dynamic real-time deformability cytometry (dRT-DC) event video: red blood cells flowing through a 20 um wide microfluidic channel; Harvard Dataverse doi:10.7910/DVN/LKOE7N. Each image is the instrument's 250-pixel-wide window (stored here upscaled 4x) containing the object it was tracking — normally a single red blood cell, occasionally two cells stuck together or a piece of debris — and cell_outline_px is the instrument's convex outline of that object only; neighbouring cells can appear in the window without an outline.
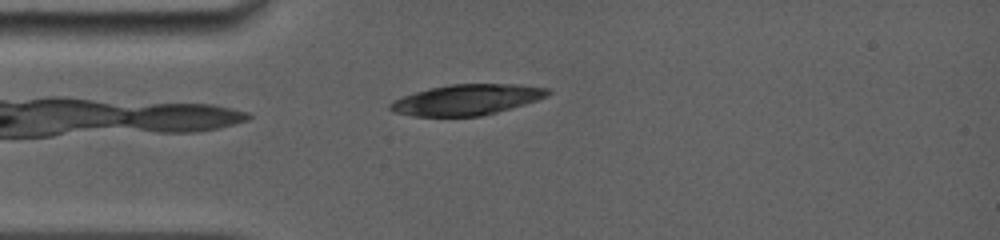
{"species": "common noctule bat (a hibernating species)", "species_latin": "Nyctalus noctula", "temperature_condition": "room temperature", "stored_images_in_passage": 3, "camera_frame_rate_fps": 5000, "um_per_image_px": 0.085, "animal": {"sex": "female", "body_mass_g": 19.0, "forearm_length_mm": 56.7}, "frame": {"image": 1, "passage_image": 2, "time_ms": 0.4, "image_size_px": [1000, 240], "cell_outline_px": [[552, 92], [536, 100], [524, 104], [496, 112], [480, 116], [412, 116], [392, 112], [388, 108], [388, 104], [392, 100], [428, 88], [448, 84], [516, 84], [548, 88]], "centroid_in_image_um": [39.61, 8.47], "position_along_channel_um": 45.4, "area_um2": 28.03}}